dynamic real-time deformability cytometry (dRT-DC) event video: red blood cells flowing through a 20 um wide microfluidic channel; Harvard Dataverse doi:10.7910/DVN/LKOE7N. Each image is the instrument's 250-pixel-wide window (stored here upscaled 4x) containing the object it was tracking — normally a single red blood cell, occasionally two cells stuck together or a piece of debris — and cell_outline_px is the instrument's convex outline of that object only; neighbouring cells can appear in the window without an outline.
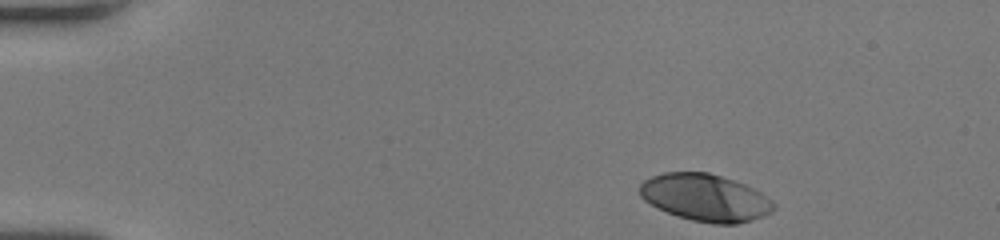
{"species": "human", "species_latin": "Homo sapiens", "temperature_condition": "room temperature", "stored_images_in_passage": 39, "camera_frame_rate_fps": 3000, "um_per_image_px": 0.085, "donor": {"sex": "female"}, "frame": {"image": 1, "passage_image": 1, "time_ms": 0.0, "image_size_px": [1000, 240], "cell_outline_px": [[776, 208], [772, 212], [764, 216], [752, 220], [736, 224], [712, 224], [692, 220], [668, 212], [644, 200], [640, 196], [640, 184], [644, 180], [652, 176], [664, 172], [708, 172], [744, 184], [760, 192], [772, 200], [776, 204]], "centroid_in_image_um": [59.98, 16.8], "position_along_channel_um": 25.0, "area_um2": 36.65}}
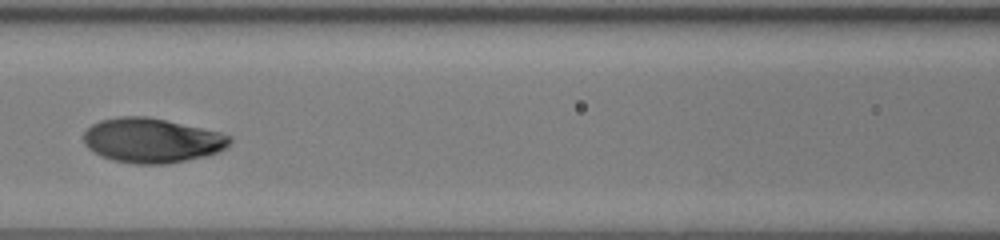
{"frame": {"image": 2, "passage_image": 19, "time_ms": 6.0, "image_size_px": [1000, 240], "cell_outline_px": [[232, 140], [224, 148], [208, 156], [168, 164], [136, 164], [112, 160], [100, 156], [88, 148], [84, 144], [84, 132], [92, 124], [100, 120], [116, 116], [148, 116], [220, 132], [232, 136]], "centroid_in_image_um": [12.89, 11.93], "position_along_channel_um": 153.7, "area_um2": 38.21}}
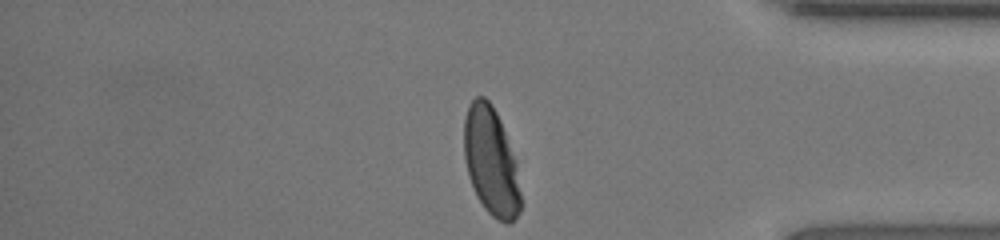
{"frame": {"image": 3, "passage_image": 39, "time_ms": 12.667, "image_size_px": [1000, 240], "cell_outline_px": [[524, 204], [520, 212], [508, 224], [496, 220], [484, 208], [468, 176], [464, 156], [464, 120], [468, 108], [472, 100], [476, 96], [484, 96], [492, 104], [500, 120], [516, 160]], "centroid_in_image_um": [41.78, 13.76], "position_along_channel_um": 393.4, "area_um2": 36.07}, "authors_computed_cell_mechanics": {"area_um2": 37.5122, "velocity_mm_per_s": 3.8589, "shape_relaxation_time_tau1_ms": 3.3461, "shape_relaxation_time_tau2_ms": null, "deformation_change_tau1": 0.2087, "deformation_change_tau2": null}}